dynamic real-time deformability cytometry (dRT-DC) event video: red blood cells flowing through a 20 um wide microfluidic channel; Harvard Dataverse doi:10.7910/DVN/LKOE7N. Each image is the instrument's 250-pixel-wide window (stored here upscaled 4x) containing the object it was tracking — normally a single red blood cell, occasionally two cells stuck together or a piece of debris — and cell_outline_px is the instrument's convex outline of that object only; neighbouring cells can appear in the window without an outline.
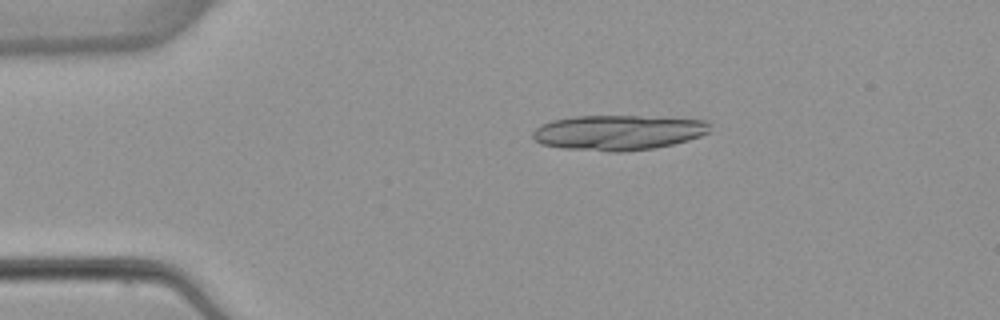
{"species": "common noctule bat (a hibernating species)", "species_latin": "Nyctalus noctula", "temperature_condition": "warm", "stored_images_in_passage": 5, "camera_frame_rate_fps": 3000, "um_per_image_px": 0.085, "animal": {"sex": "female", "body_mass_g": 22.7, "forearm_length_mm": 54.2}, "frame": {"image": 1, "passage_image": 3, "time_ms": 2.333, "image_size_px": [1000, 320], "cell_outline_px": [[708, 132], [700, 136], [688, 140], [656, 148], [624, 152], [608, 152], [564, 148], [540, 144], [532, 136], [532, 132], [540, 124], [552, 120], [572, 116], [640, 116], [708, 120]], "centroid_in_image_um": [52.51, 11.27], "position_along_channel_um": 32.5, "area_um2": 36.36}}
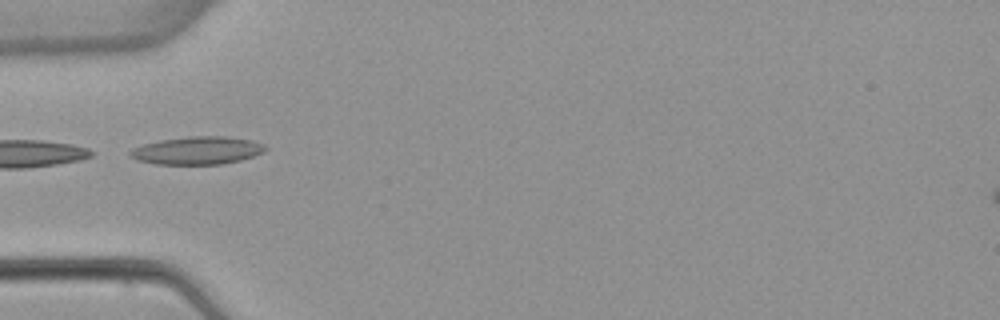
{"frame": {"image": 2, "passage_image": 5, "time_ms": 4.667, "image_size_px": [1000, 320], "cell_outline_px": [[268, 148], [264, 152], [240, 160], [220, 164], [156, 164], [136, 160], [128, 156], [128, 152], [132, 148], [144, 144], [160, 140], [188, 136], [224, 136], [252, 140], [264, 144]], "centroid_in_image_um": [16.75, 12.79], "position_along_channel_um": 68.3, "area_um2": 22.02}}